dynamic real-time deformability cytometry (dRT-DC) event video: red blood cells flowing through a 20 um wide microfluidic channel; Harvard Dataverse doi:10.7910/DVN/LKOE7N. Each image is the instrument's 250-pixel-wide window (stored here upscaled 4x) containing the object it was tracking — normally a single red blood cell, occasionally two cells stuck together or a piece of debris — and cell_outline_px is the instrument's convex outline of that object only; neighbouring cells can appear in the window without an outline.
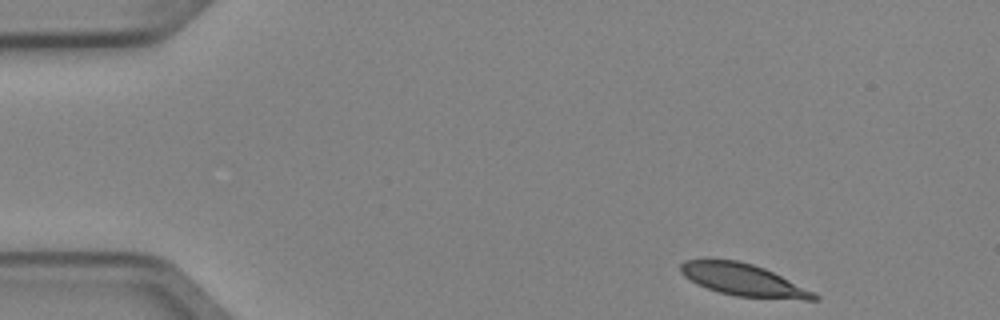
{"species": "Egyptian fruit bat (a non-hibernating species)", "species_latin": "Rousettus aegyptiacus", "temperature_condition": "cold", "stored_images_in_passage": 4, "camera_frame_rate_fps": 3000, "um_per_image_px": 0.085, "animal": {"sex": "female"}, "frame": {"image": 1, "passage_image": 1, "time_ms": 0.0, "image_size_px": [1000, 320], "cell_outline_px": [[820, 300], [804, 300], [736, 296], [720, 292], [696, 284], [684, 276], [680, 272], [680, 264], [684, 260], [736, 260], [752, 264], [764, 268], [820, 296]], "centroid_in_image_um": [63.15, 23.8], "position_along_channel_um": 21.9, "area_um2": 24.51}}
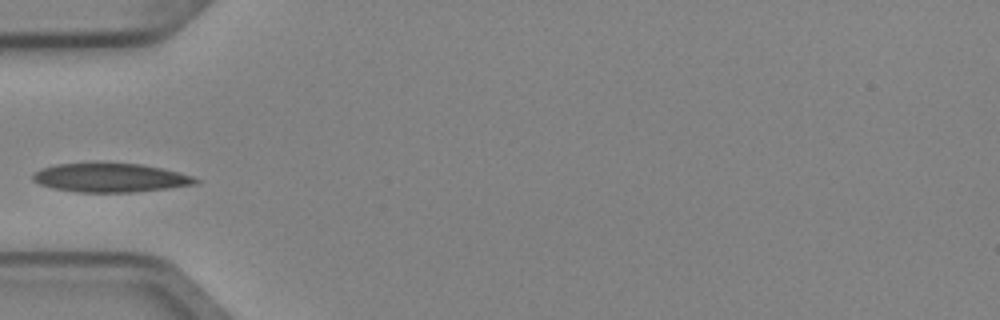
{"frame": {"image": 2, "passage_image": 4, "time_ms": 1.0, "image_size_px": [1000, 320], "cell_outline_px": [[200, 184], [136, 192], [76, 192], [52, 188], [40, 184], [32, 180], [32, 172], [40, 168], [56, 164], [140, 164], [160, 168], [192, 176], [200, 180]], "centroid_in_image_um": [9.36, 15.12], "position_along_channel_um": 75.6, "area_um2": 27.17}}